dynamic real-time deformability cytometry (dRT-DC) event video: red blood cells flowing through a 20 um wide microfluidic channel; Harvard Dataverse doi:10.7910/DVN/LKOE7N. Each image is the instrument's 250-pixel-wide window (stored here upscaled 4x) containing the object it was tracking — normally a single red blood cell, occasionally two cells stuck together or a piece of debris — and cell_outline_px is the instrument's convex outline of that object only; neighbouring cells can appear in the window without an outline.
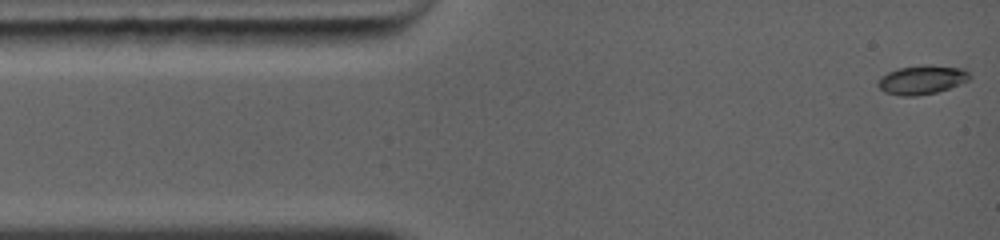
{"species": "common noctule bat (a hibernating species)", "species_latin": "Nyctalus noctula", "temperature_condition": "warm", "stored_images_in_passage": 75, "camera_frame_rate_fps": 5000, "um_per_image_px": 0.085, "animal": {"sex": "female", "body_mass_g": 19.0, "forearm_length_mm": 56.7}, "frame": {"image": 1, "passage_image": 1, "time_ms": 0.0, "image_size_px": [1000, 240], "cell_outline_px": [[972, 76], [968, 80], [948, 88], [936, 92], [916, 96], [900, 96], [884, 92], [876, 84], [880, 76], [888, 72], [900, 68], [924, 64], [928, 64], [964, 68]], "centroid_in_image_um": [78.34, 6.77], "position_along_channel_um": 6.7, "area_um2": 15.55}}
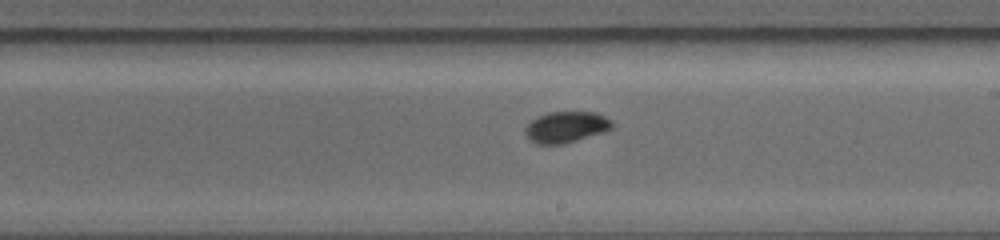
{"frame": {"image": 2, "passage_image": 46, "time_ms": 7.0, "image_size_px": [1000, 240], "cell_outline_px": [[612, 128], [604, 132], [564, 144], [536, 144], [528, 140], [524, 132], [524, 128], [532, 120], [548, 112], [596, 112], [612, 120]], "centroid_in_image_um": [48.1, 10.81], "position_along_channel_um": 240.9, "area_um2": 15.84}}
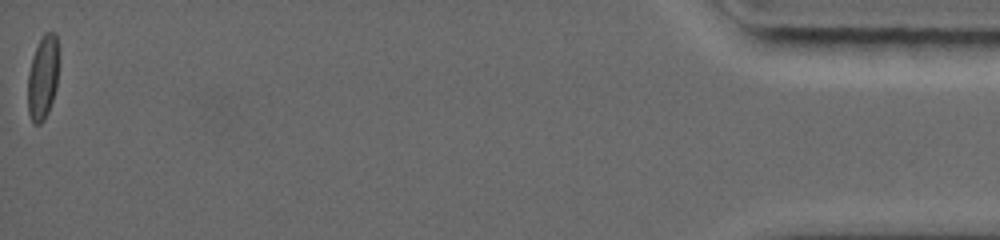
{"frame": {"image": 3, "passage_image": 75, "time_ms": 14.6, "image_size_px": [1000, 240], "cell_outline_px": [[56, 88], [48, 112], [44, 120], [40, 124], [32, 124], [28, 112], [28, 72], [32, 56], [44, 32], [56, 32]], "centroid_in_image_um": [3.59, 6.64], "position_along_channel_um": 431.6, "area_um2": 14.8}, "authors_computed_cell_mechanics": {"area_um2": 15.4904, "velocity_mm_per_s": 4.3838, "shape_relaxation_time_tau1_ms": 3.9458, "shape_relaxation_time_tau2_ms": null, "deformation_change_tau1": 0.1209, "deformation_change_tau2": null}}